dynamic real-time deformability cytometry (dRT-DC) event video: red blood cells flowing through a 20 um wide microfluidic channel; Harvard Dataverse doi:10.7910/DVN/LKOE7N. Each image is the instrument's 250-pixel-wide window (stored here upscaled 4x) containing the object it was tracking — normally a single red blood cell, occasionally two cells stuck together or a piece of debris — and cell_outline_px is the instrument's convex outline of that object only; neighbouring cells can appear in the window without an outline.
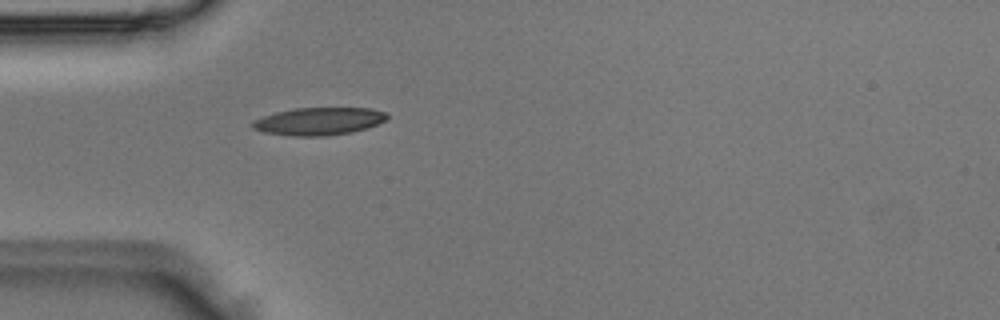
{"species": "Egyptian fruit bat (a non-hibernating species)", "species_latin": "Rousettus aegyptiacus", "temperature_condition": "room temperature", "stored_images_in_passage": 1, "camera_frame_rate_fps": 3000, "um_per_image_px": 0.085, "animal": {"sex": "male"}, "frame": {"image": 1, "passage_image": 1, "time_ms": 0.0, "image_size_px": [1000, 320], "cell_outline_px": [[388, 120], [368, 128], [352, 132], [328, 136], [292, 136], [264, 132], [252, 128], [252, 120], [276, 112], [296, 108], [368, 108], [388, 112]], "centroid_in_image_um": [27.14, 10.31], "position_along_channel_um": 57.9, "area_um2": 21.85}}